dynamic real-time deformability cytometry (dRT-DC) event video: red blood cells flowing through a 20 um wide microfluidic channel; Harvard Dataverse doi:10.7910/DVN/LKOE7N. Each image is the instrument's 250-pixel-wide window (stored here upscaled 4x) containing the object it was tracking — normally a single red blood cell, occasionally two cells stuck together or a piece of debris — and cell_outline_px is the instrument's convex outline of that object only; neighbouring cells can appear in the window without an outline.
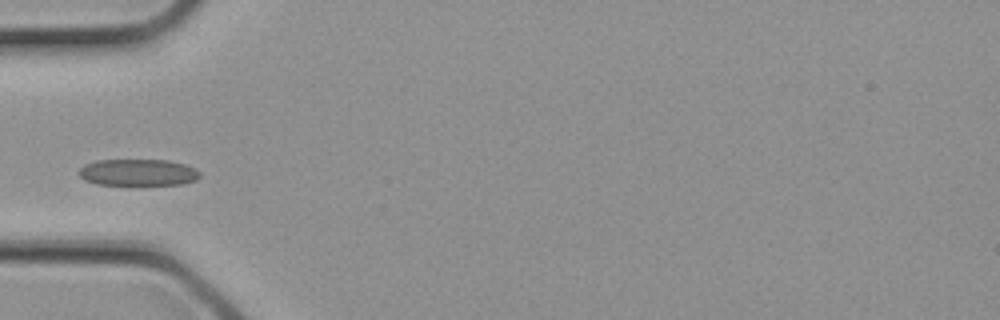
{"species": "common noctule bat (a hibernating species)", "species_latin": "Nyctalus noctula", "temperature_condition": "cold", "stored_images_in_passage": 1, "camera_frame_rate_fps": 3000, "um_per_image_px": 0.085, "animal": {"sex": "female", "body_mass_g": 21.9}, "frame": {"image": 1, "passage_image": 1, "time_ms": 0.0, "image_size_px": [1000, 320], "cell_outline_px": [[200, 176], [196, 180], [184, 184], [96, 184], [84, 180], [80, 176], [80, 168], [84, 164], [96, 160], [168, 160], [184, 164], [196, 168], [200, 172]], "centroid_in_image_um": [11.75, 14.65], "position_along_channel_um": 73.2, "area_um2": 18.73}}